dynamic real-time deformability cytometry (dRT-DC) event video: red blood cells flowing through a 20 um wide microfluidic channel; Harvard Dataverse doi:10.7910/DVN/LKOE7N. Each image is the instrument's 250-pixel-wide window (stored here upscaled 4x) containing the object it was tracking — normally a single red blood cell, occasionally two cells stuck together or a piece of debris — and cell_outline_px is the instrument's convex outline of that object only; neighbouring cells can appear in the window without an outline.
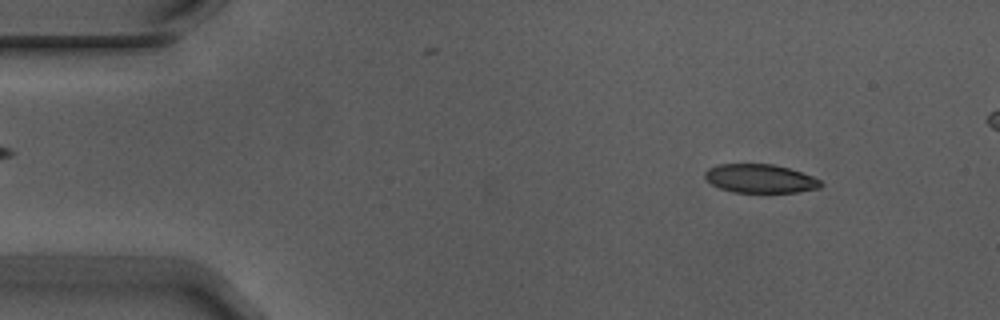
{"species": "Egyptian fruit bat (a non-hibernating species)", "species_latin": "Rousettus aegyptiacus", "temperature_condition": "warm", "stored_images_in_passage": 4, "camera_frame_rate_fps": 3000, "um_per_image_px": 0.085, "animal": {"sex": "male"}, "frame": {"image": 1, "passage_image": 1, "time_ms": 0.0, "image_size_px": [1000, 320], "cell_outline_px": [[824, 184], [820, 188], [796, 192], [732, 192], [720, 188], [712, 184], [704, 176], [704, 172], [708, 168], [720, 164], [772, 164], [788, 168], [812, 176], [820, 180]], "centroid_in_image_um": [64.61, 15.18], "position_along_channel_um": 20.4, "area_um2": 19.25}}